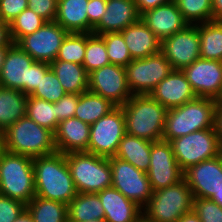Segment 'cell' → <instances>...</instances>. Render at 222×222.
Here are the masks:
<instances>
[{"label": "cell", "instance_id": "1", "mask_svg": "<svg viewBox=\"0 0 222 222\" xmlns=\"http://www.w3.org/2000/svg\"><path fill=\"white\" fill-rule=\"evenodd\" d=\"M33 171L35 196L68 205L77 195L65 154L34 157Z\"/></svg>", "mask_w": 222, "mask_h": 222}, {"label": "cell", "instance_id": "2", "mask_svg": "<svg viewBox=\"0 0 222 222\" xmlns=\"http://www.w3.org/2000/svg\"><path fill=\"white\" fill-rule=\"evenodd\" d=\"M122 109L127 134L152 142L162 140L168 110L150 94L132 95Z\"/></svg>", "mask_w": 222, "mask_h": 222}, {"label": "cell", "instance_id": "3", "mask_svg": "<svg viewBox=\"0 0 222 222\" xmlns=\"http://www.w3.org/2000/svg\"><path fill=\"white\" fill-rule=\"evenodd\" d=\"M217 100L201 98L169 109L166 114L163 141L190 134L194 131L214 128L215 106Z\"/></svg>", "mask_w": 222, "mask_h": 222}, {"label": "cell", "instance_id": "4", "mask_svg": "<svg viewBox=\"0 0 222 222\" xmlns=\"http://www.w3.org/2000/svg\"><path fill=\"white\" fill-rule=\"evenodd\" d=\"M3 133L5 151L38 157L56 152L54 133L39 126L27 115L9 126Z\"/></svg>", "mask_w": 222, "mask_h": 222}, {"label": "cell", "instance_id": "5", "mask_svg": "<svg viewBox=\"0 0 222 222\" xmlns=\"http://www.w3.org/2000/svg\"><path fill=\"white\" fill-rule=\"evenodd\" d=\"M0 194L28 204L35 196L33 158L4 151L0 157Z\"/></svg>", "mask_w": 222, "mask_h": 222}, {"label": "cell", "instance_id": "6", "mask_svg": "<svg viewBox=\"0 0 222 222\" xmlns=\"http://www.w3.org/2000/svg\"><path fill=\"white\" fill-rule=\"evenodd\" d=\"M194 196L183 178L177 184L153 191L142 209L145 222H177L193 210Z\"/></svg>", "mask_w": 222, "mask_h": 222}, {"label": "cell", "instance_id": "7", "mask_svg": "<svg viewBox=\"0 0 222 222\" xmlns=\"http://www.w3.org/2000/svg\"><path fill=\"white\" fill-rule=\"evenodd\" d=\"M77 193H98L112 187L109 159L81 151L65 154Z\"/></svg>", "mask_w": 222, "mask_h": 222}, {"label": "cell", "instance_id": "8", "mask_svg": "<svg viewBox=\"0 0 222 222\" xmlns=\"http://www.w3.org/2000/svg\"><path fill=\"white\" fill-rule=\"evenodd\" d=\"M175 159L184 172L202 161L222 153L215 127L194 131L169 141Z\"/></svg>", "mask_w": 222, "mask_h": 222}, {"label": "cell", "instance_id": "9", "mask_svg": "<svg viewBox=\"0 0 222 222\" xmlns=\"http://www.w3.org/2000/svg\"><path fill=\"white\" fill-rule=\"evenodd\" d=\"M173 68L159 52L143 59L132 60L126 67V78L132 95L150 94Z\"/></svg>", "mask_w": 222, "mask_h": 222}, {"label": "cell", "instance_id": "10", "mask_svg": "<svg viewBox=\"0 0 222 222\" xmlns=\"http://www.w3.org/2000/svg\"><path fill=\"white\" fill-rule=\"evenodd\" d=\"M125 134L124 112L122 106H116L90 125L88 152L106 158L115 156L118 145Z\"/></svg>", "mask_w": 222, "mask_h": 222}, {"label": "cell", "instance_id": "11", "mask_svg": "<svg viewBox=\"0 0 222 222\" xmlns=\"http://www.w3.org/2000/svg\"><path fill=\"white\" fill-rule=\"evenodd\" d=\"M108 159L112 171V187L143 209L153 194L147 173L116 156Z\"/></svg>", "mask_w": 222, "mask_h": 222}, {"label": "cell", "instance_id": "12", "mask_svg": "<svg viewBox=\"0 0 222 222\" xmlns=\"http://www.w3.org/2000/svg\"><path fill=\"white\" fill-rule=\"evenodd\" d=\"M183 178L194 198L210 199L222 208V153L189 167Z\"/></svg>", "mask_w": 222, "mask_h": 222}, {"label": "cell", "instance_id": "13", "mask_svg": "<svg viewBox=\"0 0 222 222\" xmlns=\"http://www.w3.org/2000/svg\"><path fill=\"white\" fill-rule=\"evenodd\" d=\"M88 90L122 106L131 98L125 67L108 64L88 75Z\"/></svg>", "mask_w": 222, "mask_h": 222}, {"label": "cell", "instance_id": "14", "mask_svg": "<svg viewBox=\"0 0 222 222\" xmlns=\"http://www.w3.org/2000/svg\"><path fill=\"white\" fill-rule=\"evenodd\" d=\"M68 32L57 22H46L32 34L23 36L16 44L35 61L53 62Z\"/></svg>", "mask_w": 222, "mask_h": 222}, {"label": "cell", "instance_id": "15", "mask_svg": "<svg viewBox=\"0 0 222 222\" xmlns=\"http://www.w3.org/2000/svg\"><path fill=\"white\" fill-rule=\"evenodd\" d=\"M182 71L197 97L222 100V61L198 58Z\"/></svg>", "mask_w": 222, "mask_h": 222}, {"label": "cell", "instance_id": "16", "mask_svg": "<svg viewBox=\"0 0 222 222\" xmlns=\"http://www.w3.org/2000/svg\"><path fill=\"white\" fill-rule=\"evenodd\" d=\"M173 70H182L200 58L198 24L188 25L161 42V51Z\"/></svg>", "mask_w": 222, "mask_h": 222}, {"label": "cell", "instance_id": "17", "mask_svg": "<svg viewBox=\"0 0 222 222\" xmlns=\"http://www.w3.org/2000/svg\"><path fill=\"white\" fill-rule=\"evenodd\" d=\"M146 173L153 191L177 184L183 179L184 172L180 169L169 142H152L150 165Z\"/></svg>", "mask_w": 222, "mask_h": 222}, {"label": "cell", "instance_id": "18", "mask_svg": "<svg viewBox=\"0 0 222 222\" xmlns=\"http://www.w3.org/2000/svg\"><path fill=\"white\" fill-rule=\"evenodd\" d=\"M35 60L17 44H13L5 56L0 72V85L3 88L21 90L27 95L30 66Z\"/></svg>", "mask_w": 222, "mask_h": 222}, {"label": "cell", "instance_id": "19", "mask_svg": "<svg viewBox=\"0 0 222 222\" xmlns=\"http://www.w3.org/2000/svg\"><path fill=\"white\" fill-rule=\"evenodd\" d=\"M140 19L161 42L189 25L174 1L147 10Z\"/></svg>", "mask_w": 222, "mask_h": 222}, {"label": "cell", "instance_id": "20", "mask_svg": "<svg viewBox=\"0 0 222 222\" xmlns=\"http://www.w3.org/2000/svg\"><path fill=\"white\" fill-rule=\"evenodd\" d=\"M150 95L167 110L197 98L182 70L172 72L157 84Z\"/></svg>", "mask_w": 222, "mask_h": 222}, {"label": "cell", "instance_id": "21", "mask_svg": "<svg viewBox=\"0 0 222 222\" xmlns=\"http://www.w3.org/2000/svg\"><path fill=\"white\" fill-rule=\"evenodd\" d=\"M134 0H107L106 10L92 33L102 35L108 32H121L140 20Z\"/></svg>", "mask_w": 222, "mask_h": 222}, {"label": "cell", "instance_id": "22", "mask_svg": "<svg viewBox=\"0 0 222 222\" xmlns=\"http://www.w3.org/2000/svg\"><path fill=\"white\" fill-rule=\"evenodd\" d=\"M106 222H140L143 219L142 208L126 198L114 187L99 191Z\"/></svg>", "mask_w": 222, "mask_h": 222}, {"label": "cell", "instance_id": "23", "mask_svg": "<svg viewBox=\"0 0 222 222\" xmlns=\"http://www.w3.org/2000/svg\"><path fill=\"white\" fill-rule=\"evenodd\" d=\"M90 125L73 117L59 122L54 133L56 151L66 154L69 152H88Z\"/></svg>", "mask_w": 222, "mask_h": 222}, {"label": "cell", "instance_id": "24", "mask_svg": "<svg viewBox=\"0 0 222 222\" xmlns=\"http://www.w3.org/2000/svg\"><path fill=\"white\" fill-rule=\"evenodd\" d=\"M132 60L143 59L161 51V41L140 19L121 31Z\"/></svg>", "mask_w": 222, "mask_h": 222}, {"label": "cell", "instance_id": "25", "mask_svg": "<svg viewBox=\"0 0 222 222\" xmlns=\"http://www.w3.org/2000/svg\"><path fill=\"white\" fill-rule=\"evenodd\" d=\"M89 0H58L57 22L68 33H88Z\"/></svg>", "mask_w": 222, "mask_h": 222}, {"label": "cell", "instance_id": "26", "mask_svg": "<svg viewBox=\"0 0 222 222\" xmlns=\"http://www.w3.org/2000/svg\"><path fill=\"white\" fill-rule=\"evenodd\" d=\"M151 147L152 141L126 133L118 145L115 156L147 172L150 165Z\"/></svg>", "mask_w": 222, "mask_h": 222}, {"label": "cell", "instance_id": "27", "mask_svg": "<svg viewBox=\"0 0 222 222\" xmlns=\"http://www.w3.org/2000/svg\"><path fill=\"white\" fill-rule=\"evenodd\" d=\"M50 66L66 93L81 94L88 90V74L83 65L54 60Z\"/></svg>", "mask_w": 222, "mask_h": 222}, {"label": "cell", "instance_id": "28", "mask_svg": "<svg viewBox=\"0 0 222 222\" xmlns=\"http://www.w3.org/2000/svg\"><path fill=\"white\" fill-rule=\"evenodd\" d=\"M27 98L21 90L0 87V132L26 115Z\"/></svg>", "mask_w": 222, "mask_h": 222}, {"label": "cell", "instance_id": "29", "mask_svg": "<svg viewBox=\"0 0 222 222\" xmlns=\"http://www.w3.org/2000/svg\"><path fill=\"white\" fill-rule=\"evenodd\" d=\"M104 218V209L97 193H77L68 204V222H88Z\"/></svg>", "mask_w": 222, "mask_h": 222}, {"label": "cell", "instance_id": "30", "mask_svg": "<svg viewBox=\"0 0 222 222\" xmlns=\"http://www.w3.org/2000/svg\"><path fill=\"white\" fill-rule=\"evenodd\" d=\"M116 107L109 99L89 90L79 94L74 117L92 125Z\"/></svg>", "mask_w": 222, "mask_h": 222}, {"label": "cell", "instance_id": "31", "mask_svg": "<svg viewBox=\"0 0 222 222\" xmlns=\"http://www.w3.org/2000/svg\"><path fill=\"white\" fill-rule=\"evenodd\" d=\"M26 210L34 222H68V205L59 201L34 196Z\"/></svg>", "mask_w": 222, "mask_h": 222}, {"label": "cell", "instance_id": "32", "mask_svg": "<svg viewBox=\"0 0 222 222\" xmlns=\"http://www.w3.org/2000/svg\"><path fill=\"white\" fill-rule=\"evenodd\" d=\"M198 29L200 58L222 61V22L200 23Z\"/></svg>", "mask_w": 222, "mask_h": 222}, {"label": "cell", "instance_id": "33", "mask_svg": "<svg viewBox=\"0 0 222 222\" xmlns=\"http://www.w3.org/2000/svg\"><path fill=\"white\" fill-rule=\"evenodd\" d=\"M26 115L39 126L56 132L58 128L55 104L32 96L27 98Z\"/></svg>", "mask_w": 222, "mask_h": 222}, {"label": "cell", "instance_id": "34", "mask_svg": "<svg viewBox=\"0 0 222 222\" xmlns=\"http://www.w3.org/2000/svg\"><path fill=\"white\" fill-rule=\"evenodd\" d=\"M189 25L213 21L212 0H173Z\"/></svg>", "mask_w": 222, "mask_h": 222}, {"label": "cell", "instance_id": "35", "mask_svg": "<svg viewBox=\"0 0 222 222\" xmlns=\"http://www.w3.org/2000/svg\"><path fill=\"white\" fill-rule=\"evenodd\" d=\"M110 64L105 42L100 35L86 33V51L83 66L89 75L91 72Z\"/></svg>", "mask_w": 222, "mask_h": 222}, {"label": "cell", "instance_id": "36", "mask_svg": "<svg viewBox=\"0 0 222 222\" xmlns=\"http://www.w3.org/2000/svg\"><path fill=\"white\" fill-rule=\"evenodd\" d=\"M86 51V33H68L55 60L83 65Z\"/></svg>", "mask_w": 222, "mask_h": 222}, {"label": "cell", "instance_id": "37", "mask_svg": "<svg viewBox=\"0 0 222 222\" xmlns=\"http://www.w3.org/2000/svg\"><path fill=\"white\" fill-rule=\"evenodd\" d=\"M47 21L37 15L33 10H23L11 23L10 34L14 44L23 36L32 34L41 28Z\"/></svg>", "mask_w": 222, "mask_h": 222}, {"label": "cell", "instance_id": "38", "mask_svg": "<svg viewBox=\"0 0 222 222\" xmlns=\"http://www.w3.org/2000/svg\"><path fill=\"white\" fill-rule=\"evenodd\" d=\"M100 36L105 42L107 55L111 64L126 67L132 61L121 32H108Z\"/></svg>", "mask_w": 222, "mask_h": 222}, {"label": "cell", "instance_id": "39", "mask_svg": "<svg viewBox=\"0 0 222 222\" xmlns=\"http://www.w3.org/2000/svg\"><path fill=\"white\" fill-rule=\"evenodd\" d=\"M66 92L64 91L59 79L54 71L50 68L41 78L39 85L28 96L46 100L52 103L58 102Z\"/></svg>", "mask_w": 222, "mask_h": 222}, {"label": "cell", "instance_id": "40", "mask_svg": "<svg viewBox=\"0 0 222 222\" xmlns=\"http://www.w3.org/2000/svg\"><path fill=\"white\" fill-rule=\"evenodd\" d=\"M193 210L201 222H222V208L210 199L194 198Z\"/></svg>", "mask_w": 222, "mask_h": 222}, {"label": "cell", "instance_id": "41", "mask_svg": "<svg viewBox=\"0 0 222 222\" xmlns=\"http://www.w3.org/2000/svg\"><path fill=\"white\" fill-rule=\"evenodd\" d=\"M25 210L23 202L0 194V222H14Z\"/></svg>", "mask_w": 222, "mask_h": 222}, {"label": "cell", "instance_id": "42", "mask_svg": "<svg viewBox=\"0 0 222 222\" xmlns=\"http://www.w3.org/2000/svg\"><path fill=\"white\" fill-rule=\"evenodd\" d=\"M79 101V94L66 93L58 102H55L57 123L73 118Z\"/></svg>", "mask_w": 222, "mask_h": 222}, {"label": "cell", "instance_id": "43", "mask_svg": "<svg viewBox=\"0 0 222 222\" xmlns=\"http://www.w3.org/2000/svg\"><path fill=\"white\" fill-rule=\"evenodd\" d=\"M27 8L28 0H0V19L10 24Z\"/></svg>", "mask_w": 222, "mask_h": 222}, {"label": "cell", "instance_id": "44", "mask_svg": "<svg viewBox=\"0 0 222 222\" xmlns=\"http://www.w3.org/2000/svg\"><path fill=\"white\" fill-rule=\"evenodd\" d=\"M58 0H28V8L47 22H53L57 15Z\"/></svg>", "mask_w": 222, "mask_h": 222}, {"label": "cell", "instance_id": "45", "mask_svg": "<svg viewBox=\"0 0 222 222\" xmlns=\"http://www.w3.org/2000/svg\"><path fill=\"white\" fill-rule=\"evenodd\" d=\"M107 0H89L87 5L88 33L99 23L106 10Z\"/></svg>", "mask_w": 222, "mask_h": 222}, {"label": "cell", "instance_id": "46", "mask_svg": "<svg viewBox=\"0 0 222 222\" xmlns=\"http://www.w3.org/2000/svg\"><path fill=\"white\" fill-rule=\"evenodd\" d=\"M51 68L50 63L34 61L30 66L29 83H27V95H30L39 85L41 78Z\"/></svg>", "mask_w": 222, "mask_h": 222}, {"label": "cell", "instance_id": "47", "mask_svg": "<svg viewBox=\"0 0 222 222\" xmlns=\"http://www.w3.org/2000/svg\"><path fill=\"white\" fill-rule=\"evenodd\" d=\"M173 0H134L139 14L146 12L147 10L156 8L160 5L167 4Z\"/></svg>", "mask_w": 222, "mask_h": 222}, {"label": "cell", "instance_id": "48", "mask_svg": "<svg viewBox=\"0 0 222 222\" xmlns=\"http://www.w3.org/2000/svg\"><path fill=\"white\" fill-rule=\"evenodd\" d=\"M214 127L222 150V100H218L215 106Z\"/></svg>", "mask_w": 222, "mask_h": 222}, {"label": "cell", "instance_id": "49", "mask_svg": "<svg viewBox=\"0 0 222 222\" xmlns=\"http://www.w3.org/2000/svg\"><path fill=\"white\" fill-rule=\"evenodd\" d=\"M13 44L10 34V24L0 19V46H12Z\"/></svg>", "mask_w": 222, "mask_h": 222}, {"label": "cell", "instance_id": "50", "mask_svg": "<svg viewBox=\"0 0 222 222\" xmlns=\"http://www.w3.org/2000/svg\"><path fill=\"white\" fill-rule=\"evenodd\" d=\"M213 21L222 22V0H212Z\"/></svg>", "mask_w": 222, "mask_h": 222}, {"label": "cell", "instance_id": "51", "mask_svg": "<svg viewBox=\"0 0 222 222\" xmlns=\"http://www.w3.org/2000/svg\"><path fill=\"white\" fill-rule=\"evenodd\" d=\"M177 222H201L194 210L184 214Z\"/></svg>", "mask_w": 222, "mask_h": 222}, {"label": "cell", "instance_id": "52", "mask_svg": "<svg viewBox=\"0 0 222 222\" xmlns=\"http://www.w3.org/2000/svg\"><path fill=\"white\" fill-rule=\"evenodd\" d=\"M14 222H34L32 216L25 210Z\"/></svg>", "mask_w": 222, "mask_h": 222}, {"label": "cell", "instance_id": "53", "mask_svg": "<svg viewBox=\"0 0 222 222\" xmlns=\"http://www.w3.org/2000/svg\"><path fill=\"white\" fill-rule=\"evenodd\" d=\"M10 47L11 46H0V72H1V68L3 67L5 56H6L8 49Z\"/></svg>", "mask_w": 222, "mask_h": 222}, {"label": "cell", "instance_id": "54", "mask_svg": "<svg viewBox=\"0 0 222 222\" xmlns=\"http://www.w3.org/2000/svg\"><path fill=\"white\" fill-rule=\"evenodd\" d=\"M5 151V148H4V136H3V133L0 132V157L2 155V153Z\"/></svg>", "mask_w": 222, "mask_h": 222}, {"label": "cell", "instance_id": "55", "mask_svg": "<svg viewBox=\"0 0 222 222\" xmlns=\"http://www.w3.org/2000/svg\"><path fill=\"white\" fill-rule=\"evenodd\" d=\"M88 222H106L105 220H98V219H94L92 221H88Z\"/></svg>", "mask_w": 222, "mask_h": 222}]
</instances>
